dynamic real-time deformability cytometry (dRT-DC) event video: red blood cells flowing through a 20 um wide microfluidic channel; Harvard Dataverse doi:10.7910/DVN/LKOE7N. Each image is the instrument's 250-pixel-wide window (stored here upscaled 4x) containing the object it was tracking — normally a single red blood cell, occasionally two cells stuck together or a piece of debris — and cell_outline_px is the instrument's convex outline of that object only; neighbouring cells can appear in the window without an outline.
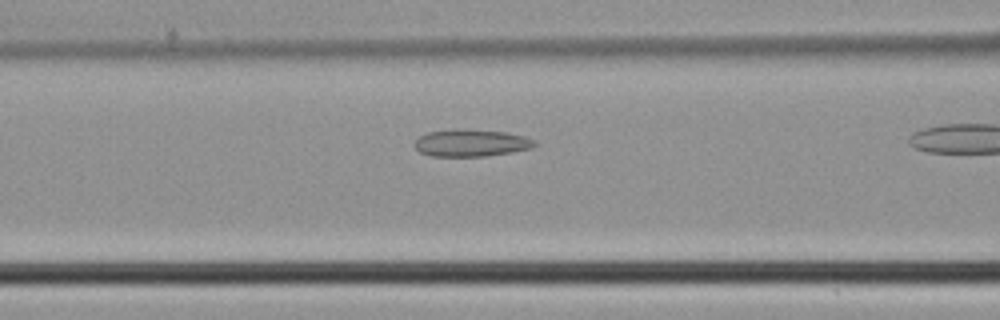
{"species": "common noctule bat (a hibernating species)", "species_latin": "Nyctalus noctula", "temperature_condition": "cold", "stored_images_in_passage": 21, "camera_frame_rate_fps": 3000, "um_per_image_px": 0.085, "animal": {"sex": "male", "body_mass_g": 21.5, "forearm_length_mm": 52.0}, "frame": {"image": 1, "passage_image": 12, "time_ms": 3.667, "image_size_px": [1000, 320], "cell_outline_px": [[540, 144], [532, 148], [512, 152], [484, 156], [432, 156], [420, 152], [416, 148], [416, 140], [420, 136], [428, 132], [464, 128], [508, 132], [524, 136], [536, 140]], "centroid_in_image_um": [40.13, 12.14], "position_along_channel_um": 126.5, "area_um2": 19.13}}
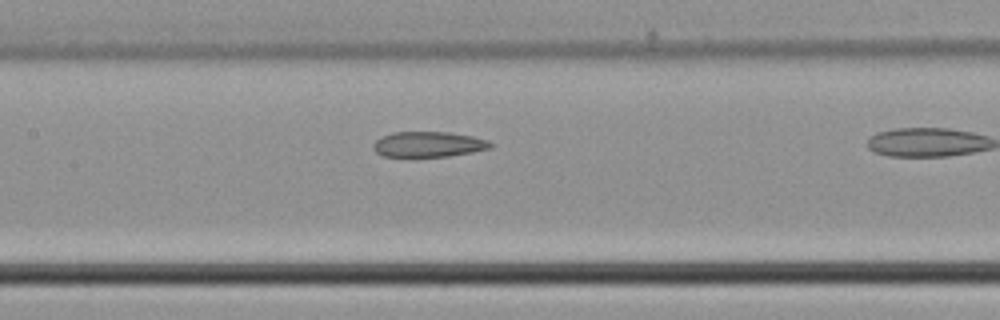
{"frame": {"image": 2, "passage_image": 15, "time_ms": 4.667, "image_size_px": [1000, 320], "cell_outline_px": [[492, 148], [472, 152], [448, 156], [384, 156], [376, 152], [372, 148], [372, 144], [380, 136], [392, 132], [448, 132], [472, 136], [488, 140], [492, 144]], "centroid_in_image_um": [36.39, 12.26], "position_along_channel_um": 171.0, "area_um2": 17.34}}